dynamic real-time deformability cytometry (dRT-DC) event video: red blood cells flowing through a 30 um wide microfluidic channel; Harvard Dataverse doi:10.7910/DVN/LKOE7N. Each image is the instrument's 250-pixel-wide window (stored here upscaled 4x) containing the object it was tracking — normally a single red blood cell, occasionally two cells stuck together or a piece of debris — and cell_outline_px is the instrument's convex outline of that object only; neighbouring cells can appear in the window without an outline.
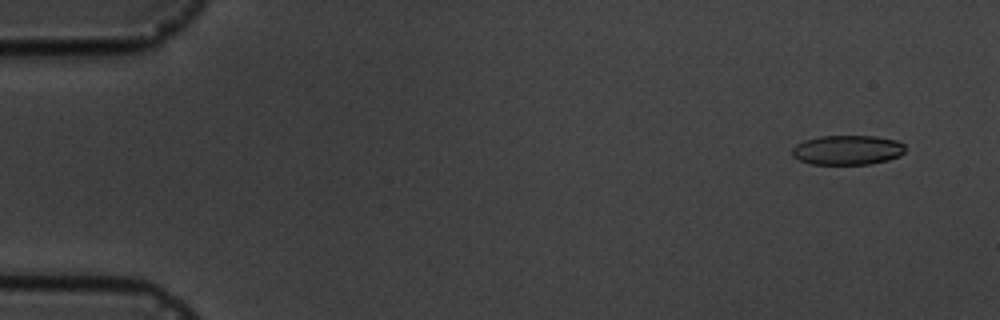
{"species": "common noctule bat (a hibernating species)", "species_latin": "Nyctalus noctula", "temperature_condition": "cold", "stored_images_in_passage": 4, "camera_frame_rate_fps": 3000, "um_per_image_px": 0.085, "animal": {"sex": "male", "body_mass_g": 19.5, "forearm_length_mm": 54.6}, "frame": {"image": 1, "passage_image": 1, "time_ms": 0.0, "image_size_px": [1000, 320], "cell_outline_px": [[904, 152], [900, 156], [888, 160], [868, 164], [812, 164], [800, 160], [792, 156], [792, 148], [796, 144], [804, 140], [820, 136], [876, 136], [896, 140], [904, 144]], "centroid_in_image_um": [72.03, 12.74], "position_along_channel_um": 13.0, "area_um2": 19.54}}
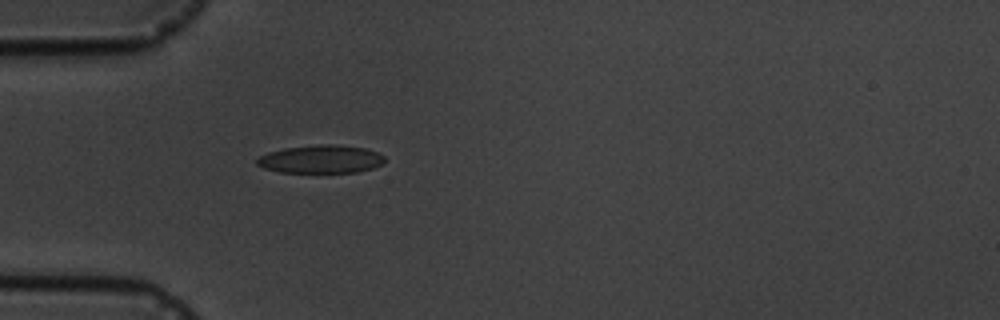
{"frame": {"image": 2, "passage_image": 4, "time_ms": 4.333, "image_size_px": [1000, 320], "cell_outline_px": [[384, 160], [380, 164], [372, 168], [356, 172], [280, 172], [264, 168], [256, 164], [256, 160], [260, 156], [268, 152], [284, 148], [320, 144], [332, 144], [364, 148], [376, 152], [384, 156]], "centroid_in_image_um": [27.24, 13.52], "position_along_channel_um": 57.8, "area_um2": 20.69}}